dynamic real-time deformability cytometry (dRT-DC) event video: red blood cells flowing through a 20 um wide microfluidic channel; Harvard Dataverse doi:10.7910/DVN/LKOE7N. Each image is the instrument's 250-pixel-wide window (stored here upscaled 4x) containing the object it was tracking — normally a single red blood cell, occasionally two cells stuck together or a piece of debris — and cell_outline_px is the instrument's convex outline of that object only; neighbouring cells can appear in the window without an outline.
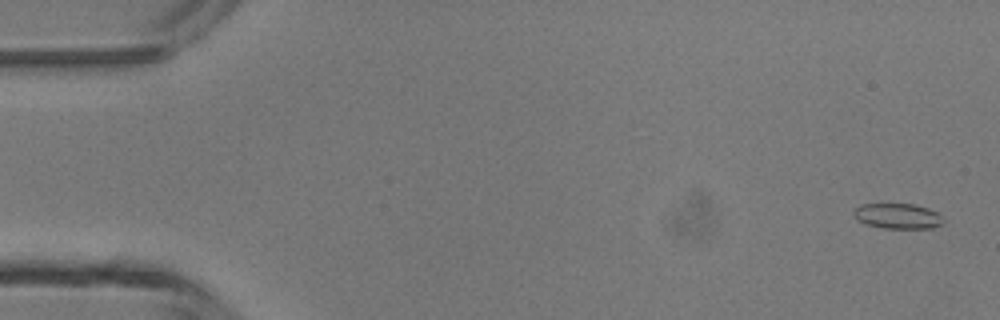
{"species": "common noctule bat (a hibernating species)", "species_latin": "Nyctalus noctula", "temperature_condition": "room temperature", "stored_images_in_passage": 47, "camera_frame_rate_fps": 3000, "um_per_image_px": 0.085, "animal": {"sex": "male", "body_mass_g": 13.3}, "frame": {"image": 1, "passage_image": 1, "time_ms": 0.0, "image_size_px": [1000, 320], "cell_outline_px": [[944, 220], [940, 224], [932, 228], [880, 228], [864, 224], [856, 220], [852, 212], [860, 204], [916, 204], [928, 208], [936, 212]], "centroid_in_image_um": [76.25, 18.36], "position_along_channel_um": 8.8, "area_um2": 13.29}}
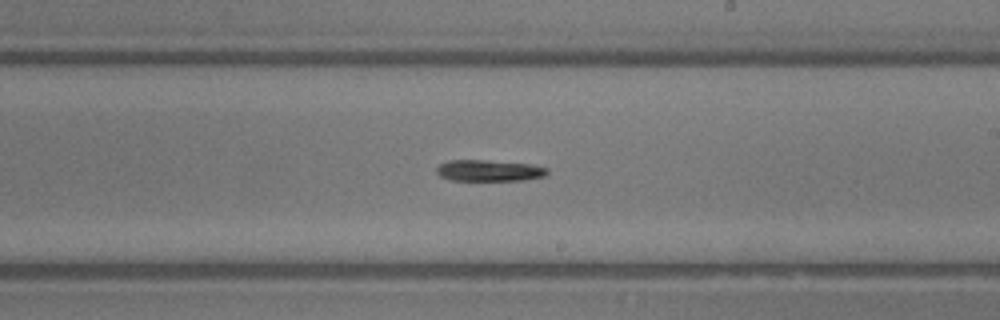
{"frame": {"image": 2, "passage_image": 27, "time_ms": 8.667, "image_size_px": [1000, 320], "cell_outline_px": [[548, 172], [544, 176], [524, 180], [452, 180], [440, 176], [436, 172], [436, 168], [440, 164], [448, 160], [484, 160], [528, 164], [548, 168]], "centroid_in_image_um": [41.54, 14.5], "position_along_channel_um": 247.5, "area_um2": 13.58}}
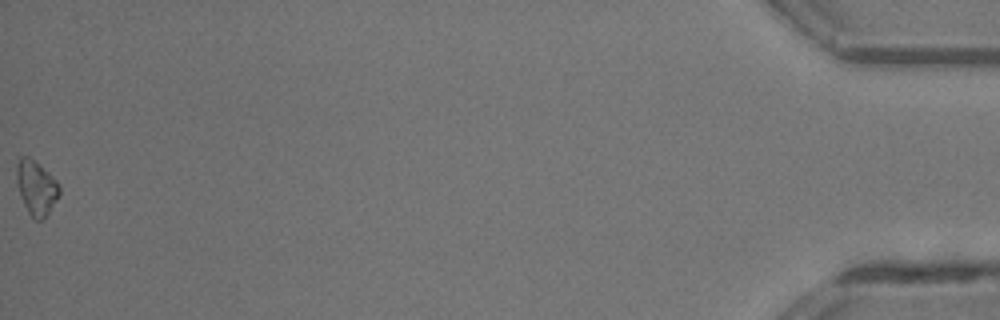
{"frame": {"image": 3, "passage_image": 47, "time_ms": 15.333, "image_size_px": [1000, 320], "cell_outline_px": [[60, 196], [48, 216], [40, 220], [36, 220], [28, 212], [20, 196], [16, 180], [16, 164], [20, 156], [28, 156], [48, 172], [60, 184]], "centroid_in_image_um": [3.1, 15.97], "position_along_channel_um": 432.1, "area_um2": 13.76}, "authors_computed_cell_mechanics": {"area_um2": 13.5252, "velocity_mm_per_s": 4.3648, "shape_relaxation_time_tau1_ms": 2.8464, "shape_relaxation_time_tau2_ms": null, "deformation_change_tau1": 0.164, "deformation_change_tau2": null}}